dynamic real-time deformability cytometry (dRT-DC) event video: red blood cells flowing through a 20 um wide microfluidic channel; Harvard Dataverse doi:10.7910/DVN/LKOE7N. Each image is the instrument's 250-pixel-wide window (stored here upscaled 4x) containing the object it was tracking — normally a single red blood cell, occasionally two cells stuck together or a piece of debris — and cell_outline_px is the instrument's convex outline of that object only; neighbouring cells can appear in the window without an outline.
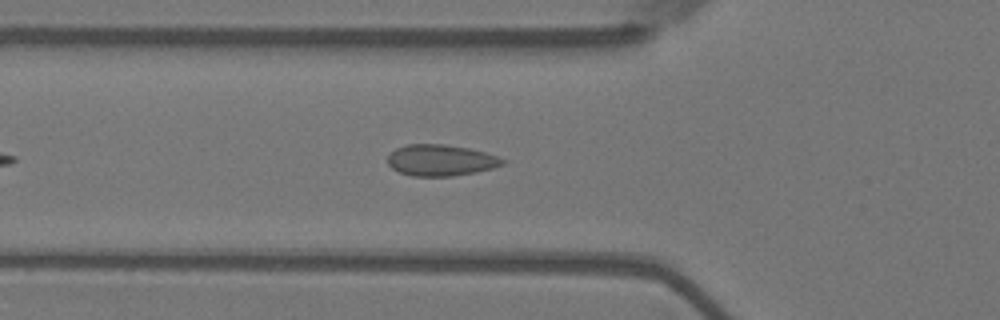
{"species": "Egyptian fruit bat (a non-hibernating species)", "species_latin": "Rousettus aegyptiacus", "temperature_condition": "warm", "stored_images_in_passage": 28, "camera_frame_rate_fps": 3000, "um_per_image_px": 0.085, "animal": {"sex": "female"}, "frame": {"image": 1, "passage_image": 8, "time_ms": 2.333, "image_size_px": [1000, 320], "cell_outline_px": [[508, 160], [504, 164], [492, 168], [476, 172], [452, 176], [412, 176], [400, 172], [392, 168], [388, 164], [388, 156], [396, 148], [408, 144], [444, 144], [468, 148], [484, 152]], "centroid_in_image_um": [37.47, 13.62], "position_along_channel_um": 88.3, "area_um2": 20.87}}
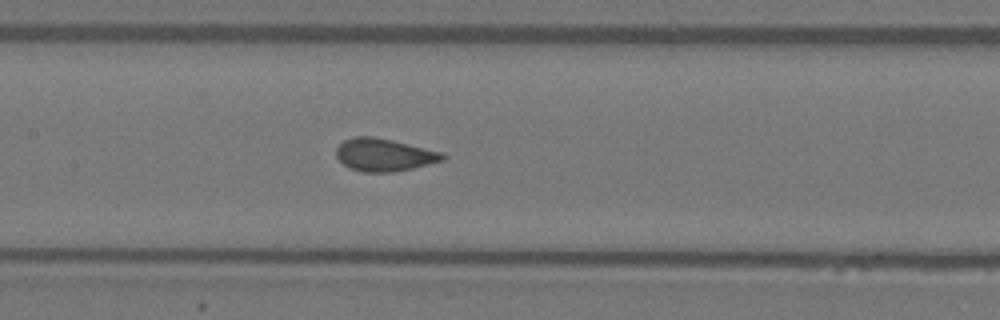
{"frame": {"image": 2, "passage_image": 15, "time_ms": 4.667, "image_size_px": [1000, 320], "cell_outline_px": [[448, 156], [444, 160], [396, 172], [364, 172], [348, 168], [336, 156], [336, 148], [344, 140], [356, 136], [372, 136], [392, 140], [444, 152]], "centroid_in_image_um": [32.67, 13.16], "position_along_channel_um": 174.7, "area_um2": 20.35}}
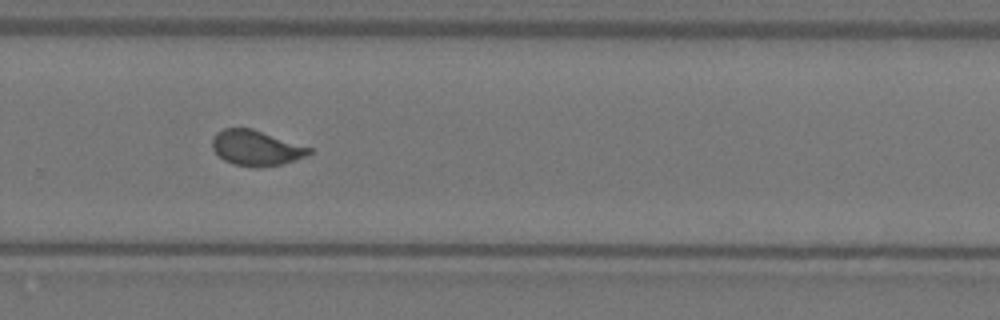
{"frame": {"image": 3, "passage_image": 26, "time_ms": 8.333, "image_size_px": [1000, 320], "cell_outline_px": [[312, 152], [304, 156], [280, 164], [260, 168], [256, 168], [232, 164], [224, 160], [212, 148], [212, 140], [216, 132], [224, 128], [252, 128], [312, 148]], "centroid_in_image_um": [21.73, 12.57], "position_along_channel_um": 308.1, "area_um2": 19.83}}